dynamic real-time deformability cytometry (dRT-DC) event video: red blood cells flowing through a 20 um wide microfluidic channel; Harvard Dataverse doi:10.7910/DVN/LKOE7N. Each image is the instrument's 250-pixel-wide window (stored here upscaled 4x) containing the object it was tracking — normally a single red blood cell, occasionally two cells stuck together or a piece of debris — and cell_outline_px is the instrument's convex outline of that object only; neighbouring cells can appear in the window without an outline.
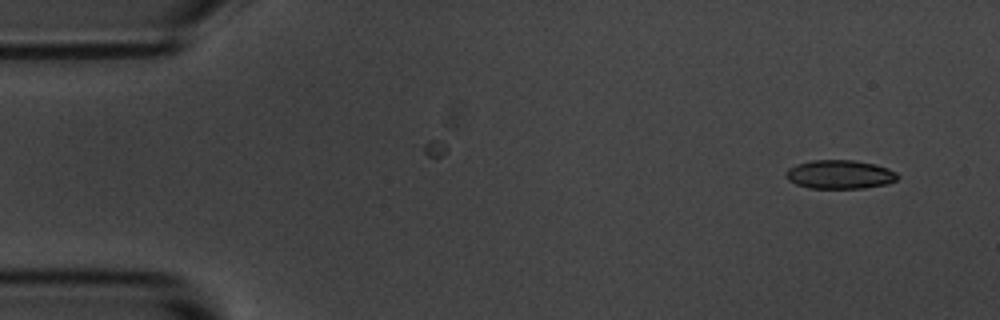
{"species": "common noctule bat (a hibernating species)", "species_latin": "Nyctalus noctula", "temperature_condition": "room temperature", "stored_images_in_passage": 2, "camera_frame_rate_fps": 3000, "um_per_image_px": 0.085, "animal": {"sex": "male", "body_mass_g": 20.1, "forearm_length_mm": 53.5}, "frame": {"image": 1, "passage_image": 2, "time_ms": 1.333, "image_size_px": [1000, 320], "cell_outline_px": [[900, 176], [896, 180], [888, 184], [864, 188], [808, 188], [796, 184], [788, 180], [784, 176], [784, 172], [788, 168], [796, 164], [812, 160], [852, 160], [876, 164], [888, 168], [896, 172]], "centroid_in_image_um": [71.37, 14.83], "position_along_channel_um": 13.6, "area_um2": 18.96}}